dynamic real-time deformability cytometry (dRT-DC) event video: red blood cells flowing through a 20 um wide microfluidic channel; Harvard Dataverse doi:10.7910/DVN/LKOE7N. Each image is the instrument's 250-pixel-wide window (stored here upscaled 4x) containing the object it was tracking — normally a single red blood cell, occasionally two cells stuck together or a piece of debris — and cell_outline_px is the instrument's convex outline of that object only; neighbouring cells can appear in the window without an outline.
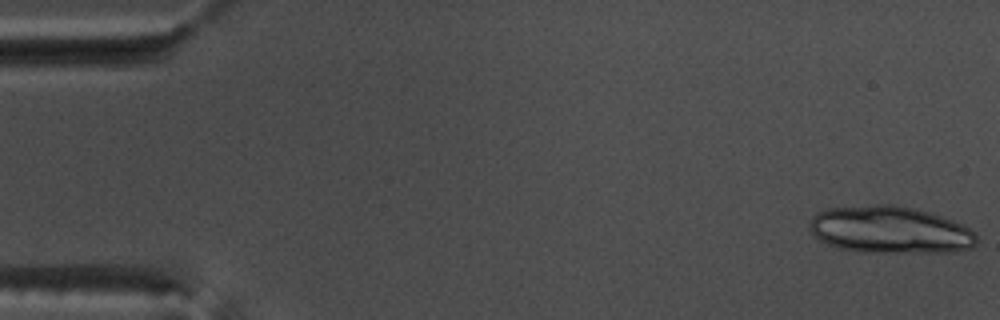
{"species": "common noctule bat (a hibernating species)", "species_latin": "Nyctalus noctula", "temperature_condition": "warm", "stored_images_in_passage": 30, "camera_frame_rate_fps": 3000, "um_per_image_px": 0.085, "animal": {"sex": "male", "body_mass_g": 17.5, "forearm_length_mm": 52.3}, "frame": {"image": 1, "passage_image": 1, "time_ms": 0.0, "image_size_px": [1000, 320], "cell_outline_px": [[976, 244], [972, 248], [952, 252], [860, 252], [840, 248], [828, 244], [820, 240], [812, 232], [808, 224], [812, 216], [816, 212], [828, 208], [876, 204], [892, 204], [916, 208], [932, 212], [952, 220], [976, 232]], "centroid_in_image_um": [75.65, 19.53], "position_along_channel_um": 9.3, "area_um2": 46.24}}